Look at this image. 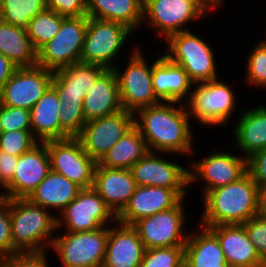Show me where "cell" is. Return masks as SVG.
<instances>
[{"label": "cell", "instance_id": "obj_19", "mask_svg": "<svg viewBox=\"0 0 266 267\" xmlns=\"http://www.w3.org/2000/svg\"><path fill=\"white\" fill-rule=\"evenodd\" d=\"M158 155V152L148 151L130 168L137 186L187 189L189 187L188 168Z\"/></svg>", "mask_w": 266, "mask_h": 267}, {"label": "cell", "instance_id": "obj_36", "mask_svg": "<svg viewBox=\"0 0 266 267\" xmlns=\"http://www.w3.org/2000/svg\"><path fill=\"white\" fill-rule=\"evenodd\" d=\"M252 49L248 52L245 66L247 75L244 79H247L248 86L266 89V40L257 41Z\"/></svg>", "mask_w": 266, "mask_h": 267}, {"label": "cell", "instance_id": "obj_38", "mask_svg": "<svg viewBox=\"0 0 266 267\" xmlns=\"http://www.w3.org/2000/svg\"><path fill=\"white\" fill-rule=\"evenodd\" d=\"M16 130H32L30 110L0 104V133Z\"/></svg>", "mask_w": 266, "mask_h": 267}, {"label": "cell", "instance_id": "obj_30", "mask_svg": "<svg viewBox=\"0 0 266 267\" xmlns=\"http://www.w3.org/2000/svg\"><path fill=\"white\" fill-rule=\"evenodd\" d=\"M144 0H87V16L126 25L134 33L143 24Z\"/></svg>", "mask_w": 266, "mask_h": 267}, {"label": "cell", "instance_id": "obj_37", "mask_svg": "<svg viewBox=\"0 0 266 267\" xmlns=\"http://www.w3.org/2000/svg\"><path fill=\"white\" fill-rule=\"evenodd\" d=\"M39 141L33 136L32 130H16L0 133V151L20 156L30 151Z\"/></svg>", "mask_w": 266, "mask_h": 267}, {"label": "cell", "instance_id": "obj_24", "mask_svg": "<svg viewBox=\"0 0 266 267\" xmlns=\"http://www.w3.org/2000/svg\"><path fill=\"white\" fill-rule=\"evenodd\" d=\"M208 228L220 242L225 260L232 267H264L242 224L216 225Z\"/></svg>", "mask_w": 266, "mask_h": 267}, {"label": "cell", "instance_id": "obj_14", "mask_svg": "<svg viewBox=\"0 0 266 267\" xmlns=\"http://www.w3.org/2000/svg\"><path fill=\"white\" fill-rule=\"evenodd\" d=\"M200 159L193 161L188 169L189 186L200 179L205 181L203 196L212 189L238 181L247 173V159L242 155L217 150Z\"/></svg>", "mask_w": 266, "mask_h": 267}, {"label": "cell", "instance_id": "obj_32", "mask_svg": "<svg viewBox=\"0 0 266 267\" xmlns=\"http://www.w3.org/2000/svg\"><path fill=\"white\" fill-rule=\"evenodd\" d=\"M148 152L144 138L134 126L98 162L103 167L130 169Z\"/></svg>", "mask_w": 266, "mask_h": 267}, {"label": "cell", "instance_id": "obj_33", "mask_svg": "<svg viewBox=\"0 0 266 267\" xmlns=\"http://www.w3.org/2000/svg\"><path fill=\"white\" fill-rule=\"evenodd\" d=\"M45 9L46 0H4L0 6V19L27 29L30 20Z\"/></svg>", "mask_w": 266, "mask_h": 267}, {"label": "cell", "instance_id": "obj_41", "mask_svg": "<svg viewBox=\"0 0 266 267\" xmlns=\"http://www.w3.org/2000/svg\"><path fill=\"white\" fill-rule=\"evenodd\" d=\"M47 252L16 253L3 259L1 267H49Z\"/></svg>", "mask_w": 266, "mask_h": 267}, {"label": "cell", "instance_id": "obj_34", "mask_svg": "<svg viewBox=\"0 0 266 267\" xmlns=\"http://www.w3.org/2000/svg\"><path fill=\"white\" fill-rule=\"evenodd\" d=\"M65 18L66 16L53 10L45 9L30 20L27 31L31 43L37 51L56 36Z\"/></svg>", "mask_w": 266, "mask_h": 267}, {"label": "cell", "instance_id": "obj_15", "mask_svg": "<svg viewBox=\"0 0 266 267\" xmlns=\"http://www.w3.org/2000/svg\"><path fill=\"white\" fill-rule=\"evenodd\" d=\"M133 127L134 113L123 109L115 114L87 121L77 138L84 151L99 162Z\"/></svg>", "mask_w": 266, "mask_h": 267}, {"label": "cell", "instance_id": "obj_16", "mask_svg": "<svg viewBox=\"0 0 266 267\" xmlns=\"http://www.w3.org/2000/svg\"><path fill=\"white\" fill-rule=\"evenodd\" d=\"M203 16L190 0H144L143 4V25L148 22L165 40L175 33L190 31L187 24Z\"/></svg>", "mask_w": 266, "mask_h": 267}, {"label": "cell", "instance_id": "obj_10", "mask_svg": "<svg viewBox=\"0 0 266 267\" xmlns=\"http://www.w3.org/2000/svg\"><path fill=\"white\" fill-rule=\"evenodd\" d=\"M87 24V15L66 17L56 36L37 51V65L55 72L79 63Z\"/></svg>", "mask_w": 266, "mask_h": 267}, {"label": "cell", "instance_id": "obj_35", "mask_svg": "<svg viewBox=\"0 0 266 267\" xmlns=\"http://www.w3.org/2000/svg\"><path fill=\"white\" fill-rule=\"evenodd\" d=\"M140 267H184V246L146 249Z\"/></svg>", "mask_w": 266, "mask_h": 267}, {"label": "cell", "instance_id": "obj_5", "mask_svg": "<svg viewBox=\"0 0 266 267\" xmlns=\"http://www.w3.org/2000/svg\"><path fill=\"white\" fill-rule=\"evenodd\" d=\"M166 42L168 46L163 54L173 63L180 65L194 84L219 77L216 56L205 39L185 31L171 35Z\"/></svg>", "mask_w": 266, "mask_h": 267}, {"label": "cell", "instance_id": "obj_39", "mask_svg": "<svg viewBox=\"0 0 266 267\" xmlns=\"http://www.w3.org/2000/svg\"><path fill=\"white\" fill-rule=\"evenodd\" d=\"M13 255L10 199L0 196V260Z\"/></svg>", "mask_w": 266, "mask_h": 267}, {"label": "cell", "instance_id": "obj_4", "mask_svg": "<svg viewBox=\"0 0 266 267\" xmlns=\"http://www.w3.org/2000/svg\"><path fill=\"white\" fill-rule=\"evenodd\" d=\"M13 254L43 252L51 247L57 216L28 198L10 199Z\"/></svg>", "mask_w": 266, "mask_h": 267}, {"label": "cell", "instance_id": "obj_40", "mask_svg": "<svg viewBox=\"0 0 266 267\" xmlns=\"http://www.w3.org/2000/svg\"><path fill=\"white\" fill-rule=\"evenodd\" d=\"M259 256L266 260V218L260 214L242 224Z\"/></svg>", "mask_w": 266, "mask_h": 267}, {"label": "cell", "instance_id": "obj_48", "mask_svg": "<svg viewBox=\"0 0 266 267\" xmlns=\"http://www.w3.org/2000/svg\"><path fill=\"white\" fill-rule=\"evenodd\" d=\"M222 267H232L230 264H228L227 262L222 264Z\"/></svg>", "mask_w": 266, "mask_h": 267}, {"label": "cell", "instance_id": "obj_49", "mask_svg": "<svg viewBox=\"0 0 266 267\" xmlns=\"http://www.w3.org/2000/svg\"><path fill=\"white\" fill-rule=\"evenodd\" d=\"M3 1H4V0H0V6L3 4Z\"/></svg>", "mask_w": 266, "mask_h": 267}, {"label": "cell", "instance_id": "obj_3", "mask_svg": "<svg viewBox=\"0 0 266 267\" xmlns=\"http://www.w3.org/2000/svg\"><path fill=\"white\" fill-rule=\"evenodd\" d=\"M203 227L243 224L259 214V187L246 173L238 181L208 191L203 196Z\"/></svg>", "mask_w": 266, "mask_h": 267}, {"label": "cell", "instance_id": "obj_23", "mask_svg": "<svg viewBox=\"0 0 266 267\" xmlns=\"http://www.w3.org/2000/svg\"><path fill=\"white\" fill-rule=\"evenodd\" d=\"M115 224L109 225L102 267H140L146 248L137 231L131 225Z\"/></svg>", "mask_w": 266, "mask_h": 267}, {"label": "cell", "instance_id": "obj_22", "mask_svg": "<svg viewBox=\"0 0 266 267\" xmlns=\"http://www.w3.org/2000/svg\"><path fill=\"white\" fill-rule=\"evenodd\" d=\"M92 187L117 216L128 204L137 184L130 169L103 167L97 162Z\"/></svg>", "mask_w": 266, "mask_h": 267}, {"label": "cell", "instance_id": "obj_44", "mask_svg": "<svg viewBox=\"0 0 266 267\" xmlns=\"http://www.w3.org/2000/svg\"><path fill=\"white\" fill-rule=\"evenodd\" d=\"M19 156L0 151V188H4L11 180L16 169Z\"/></svg>", "mask_w": 266, "mask_h": 267}, {"label": "cell", "instance_id": "obj_26", "mask_svg": "<svg viewBox=\"0 0 266 267\" xmlns=\"http://www.w3.org/2000/svg\"><path fill=\"white\" fill-rule=\"evenodd\" d=\"M236 124L233 128L235 147L246 159L266 148V105L240 111Z\"/></svg>", "mask_w": 266, "mask_h": 267}, {"label": "cell", "instance_id": "obj_11", "mask_svg": "<svg viewBox=\"0 0 266 267\" xmlns=\"http://www.w3.org/2000/svg\"><path fill=\"white\" fill-rule=\"evenodd\" d=\"M56 216V231L63 228L65 232L94 231L107 227L110 221H117V216L93 187L82 188L76 198Z\"/></svg>", "mask_w": 266, "mask_h": 267}, {"label": "cell", "instance_id": "obj_17", "mask_svg": "<svg viewBox=\"0 0 266 267\" xmlns=\"http://www.w3.org/2000/svg\"><path fill=\"white\" fill-rule=\"evenodd\" d=\"M53 76L39 65L17 67L0 92V104L30 110L52 85Z\"/></svg>", "mask_w": 266, "mask_h": 267}, {"label": "cell", "instance_id": "obj_47", "mask_svg": "<svg viewBox=\"0 0 266 267\" xmlns=\"http://www.w3.org/2000/svg\"><path fill=\"white\" fill-rule=\"evenodd\" d=\"M259 214L266 218V185L259 188Z\"/></svg>", "mask_w": 266, "mask_h": 267}, {"label": "cell", "instance_id": "obj_2", "mask_svg": "<svg viewBox=\"0 0 266 267\" xmlns=\"http://www.w3.org/2000/svg\"><path fill=\"white\" fill-rule=\"evenodd\" d=\"M106 68L82 62L71 64L54 72L52 84L57 88L60 139L77 137L86 123L83 100L90 87Z\"/></svg>", "mask_w": 266, "mask_h": 267}, {"label": "cell", "instance_id": "obj_45", "mask_svg": "<svg viewBox=\"0 0 266 267\" xmlns=\"http://www.w3.org/2000/svg\"><path fill=\"white\" fill-rule=\"evenodd\" d=\"M17 66L13 64L7 57L0 54V92L4 84L10 79Z\"/></svg>", "mask_w": 266, "mask_h": 267}, {"label": "cell", "instance_id": "obj_27", "mask_svg": "<svg viewBox=\"0 0 266 267\" xmlns=\"http://www.w3.org/2000/svg\"><path fill=\"white\" fill-rule=\"evenodd\" d=\"M198 226L184 245V267H222L226 260L220 242L208 228Z\"/></svg>", "mask_w": 266, "mask_h": 267}, {"label": "cell", "instance_id": "obj_31", "mask_svg": "<svg viewBox=\"0 0 266 267\" xmlns=\"http://www.w3.org/2000/svg\"><path fill=\"white\" fill-rule=\"evenodd\" d=\"M0 54L17 67L37 65V50L26 28L11 25L0 19Z\"/></svg>", "mask_w": 266, "mask_h": 267}, {"label": "cell", "instance_id": "obj_7", "mask_svg": "<svg viewBox=\"0 0 266 267\" xmlns=\"http://www.w3.org/2000/svg\"><path fill=\"white\" fill-rule=\"evenodd\" d=\"M137 47L131 50L125 69L120 70L117 66L113 68L118 81L122 108L132 113L161 103L153 89L152 63L148 65L144 53Z\"/></svg>", "mask_w": 266, "mask_h": 267}, {"label": "cell", "instance_id": "obj_29", "mask_svg": "<svg viewBox=\"0 0 266 267\" xmlns=\"http://www.w3.org/2000/svg\"><path fill=\"white\" fill-rule=\"evenodd\" d=\"M81 189L63 175L50 171L28 199L50 211L53 209L60 213L76 198Z\"/></svg>", "mask_w": 266, "mask_h": 267}, {"label": "cell", "instance_id": "obj_13", "mask_svg": "<svg viewBox=\"0 0 266 267\" xmlns=\"http://www.w3.org/2000/svg\"><path fill=\"white\" fill-rule=\"evenodd\" d=\"M50 158L51 171L63 175L81 188L93 186L97 162L83 149L77 137L44 142Z\"/></svg>", "mask_w": 266, "mask_h": 267}, {"label": "cell", "instance_id": "obj_46", "mask_svg": "<svg viewBox=\"0 0 266 267\" xmlns=\"http://www.w3.org/2000/svg\"><path fill=\"white\" fill-rule=\"evenodd\" d=\"M192 1L200 10L201 12L205 15L209 11H213L214 9L216 10L217 7H221L219 5H223L222 2L225 0H190Z\"/></svg>", "mask_w": 266, "mask_h": 267}, {"label": "cell", "instance_id": "obj_8", "mask_svg": "<svg viewBox=\"0 0 266 267\" xmlns=\"http://www.w3.org/2000/svg\"><path fill=\"white\" fill-rule=\"evenodd\" d=\"M132 33L122 23L88 17L80 62L113 69L115 57Z\"/></svg>", "mask_w": 266, "mask_h": 267}, {"label": "cell", "instance_id": "obj_43", "mask_svg": "<svg viewBox=\"0 0 266 267\" xmlns=\"http://www.w3.org/2000/svg\"><path fill=\"white\" fill-rule=\"evenodd\" d=\"M247 173L259 188L266 185V148L247 158Z\"/></svg>", "mask_w": 266, "mask_h": 267}, {"label": "cell", "instance_id": "obj_9", "mask_svg": "<svg viewBox=\"0 0 266 267\" xmlns=\"http://www.w3.org/2000/svg\"><path fill=\"white\" fill-rule=\"evenodd\" d=\"M109 234L108 227L94 231L65 232L54 236L51 250L62 267H102Z\"/></svg>", "mask_w": 266, "mask_h": 267}, {"label": "cell", "instance_id": "obj_28", "mask_svg": "<svg viewBox=\"0 0 266 267\" xmlns=\"http://www.w3.org/2000/svg\"><path fill=\"white\" fill-rule=\"evenodd\" d=\"M61 107L57 88L52 84L30 109L32 134L39 142L60 139Z\"/></svg>", "mask_w": 266, "mask_h": 267}, {"label": "cell", "instance_id": "obj_1", "mask_svg": "<svg viewBox=\"0 0 266 267\" xmlns=\"http://www.w3.org/2000/svg\"><path fill=\"white\" fill-rule=\"evenodd\" d=\"M190 120L186 105L179 102H161L134 113V126L144 138L148 151L161 155L193 153Z\"/></svg>", "mask_w": 266, "mask_h": 267}, {"label": "cell", "instance_id": "obj_18", "mask_svg": "<svg viewBox=\"0 0 266 267\" xmlns=\"http://www.w3.org/2000/svg\"><path fill=\"white\" fill-rule=\"evenodd\" d=\"M51 171L47 146L39 142L30 151L19 156L12 180L2 189L1 197L28 198Z\"/></svg>", "mask_w": 266, "mask_h": 267}, {"label": "cell", "instance_id": "obj_25", "mask_svg": "<svg viewBox=\"0 0 266 267\" xmlns=\"http://www.w3.org/2000/svg\"><path fill=\"white\" fill-rule=\"evenodd\" d=\"M123 110L116 74L106 69L90 87L83 100L85 120L109 116Z\"/></svg>", "mask_w": 266, "mask_h": 267}, {"label": "cell", "instance_id": "obj_6", "mask_svg": "<svg viewBox=\"0 0 266 267\" xmlns=\"http://www.w3.org/2000/svg\"><path fill=\"white\" fill-rule=\"evenodd\" d=\"M195 86V87H194ZM194 89V90H193ZM189 100L185 103L190 118L203 126H227L237 99L233 88L219 78L193 85Z\"/></svg>", "mask_w": 266, "mask_h": 267}, {"label": "cell", "instance_id": "obj_12", "mask_svg": "<svg viewBox=\"0 0 266 267\" xmlns=\"http://www.w3.org/2000/svg\"><path fill=\"white\" fill-rule=\"evenodd\" d=\"M184 199L173 208L141 218L131 225L146 249L185 245L189 232L184 230L187 222Z\"/></svg>", "mask_w": 266, "mask_h": 267}, {"label": "cell", "instance_id": "obj_20", "mask_svg": "<svg viewBox=\"0 0 266 267\" xmlns=\"http://www.w3.org/2000/svg\"><path fill=\"white\" fill-rule=\"evenodd\" d=\"M188 189H168L157 186H137L128 204L117 215V222L132 225L137 220L173 208L186 198Z\"/></svg>", "mask_w": 266, "mask_h": 267}, {"label": "cell", "instance_id": "obj_42", "mask_svg": "<svg viewBox=\"0 0 266 267\" xmlns=\"http://www.w3.org/2000/svg\"><path fill=\"white\" fill-rule=\"evenodd\" d=\"M46 9L66 17L87 15V0H46Z\"/></svg>", "mask_w": 266, "mask_h": 267}, {"label": "cell", "instance_id": "obj_21", "mask_svg": "<svg viewBox=\"0 0 266 267\" xmlns=\"http://www.w3.org/2000/svg\"><path fill=\"white\" fill-rule=\"evenodd\" d=\"M161 55L157 54L158 59L152 63L155 95L161 102L185 104L190 98L194 83L180 65L173 63L164 54Z\"/></svg>", "mask_w": 266, "mask_h": 267}]
</instances>
